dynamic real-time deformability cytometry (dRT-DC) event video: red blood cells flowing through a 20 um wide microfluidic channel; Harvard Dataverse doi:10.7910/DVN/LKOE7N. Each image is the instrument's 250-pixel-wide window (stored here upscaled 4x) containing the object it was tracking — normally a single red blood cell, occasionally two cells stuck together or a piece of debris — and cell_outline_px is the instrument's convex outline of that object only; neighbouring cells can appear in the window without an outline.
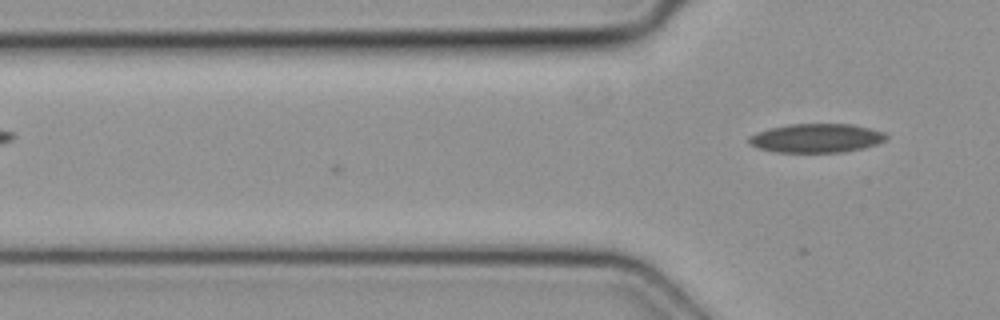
{"species": "common noctule bat (a hibernating species)", "species_latin": "Nyctalus noctula", "temperature_condition": "cold", "stored_images_in_passage": 3, "camera_frame_rate_fps": 3000, "um_per_image_px": 0.085, "animal": {"sex": "female", "body_mass_g": 19.3, "forearm_length_mm": 54.1}, "frame": {"image": 1, "passage_image": 3, "time_ms": 0.667, "image_size_px": [1000, 320], "cell_outline_px": [[888, 136], [884, 140], [876, 144], [864, 148], [844, 152], [776, 152], [756, 148], [748, 144], [748, 136], [756, 132], [768, 128], [788, 124], [852, 124], [884, 132]], "centroid_in_image_um": [69.33, 11.74], "position_along_channel_um": 56.5, "area_um2": 23.29}}